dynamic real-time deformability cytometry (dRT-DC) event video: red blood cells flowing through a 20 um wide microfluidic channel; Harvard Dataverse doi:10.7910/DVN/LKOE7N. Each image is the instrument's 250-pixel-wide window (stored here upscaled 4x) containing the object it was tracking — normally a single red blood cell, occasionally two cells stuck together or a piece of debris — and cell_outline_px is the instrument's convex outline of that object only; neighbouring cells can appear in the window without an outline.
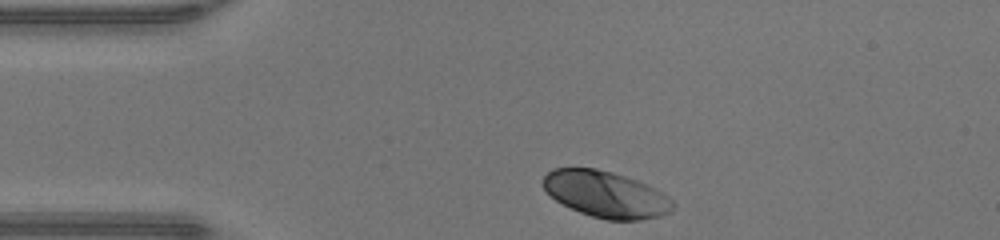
{"species": "human", "species_latin": "Homo sapiens", "temperature_condition": "warm", "stored_images_in_passage": 30, "camera_frame_rate_fps": 3000, "um_per_image_px": 0.085, "donor": {"sex": "male"}, "frame": {"image": 1, "passage_image": 1, "time_ms": 0.0, "image_size_px": [1000, 240], "cell_outline_px": [[676, 204], [668, 212], [660, 216], [640, 220], [608, 220], [592, 216], [580, 212], [556, 200], [544, 188], [544, 176], [552, 168], [596, 168], [612, 172], [636, 180], [668, 196]], "centroid_in_image_um": [51.5, 16.52], "position_along_channel_um": 33.5, "area_um2": 34.51}}
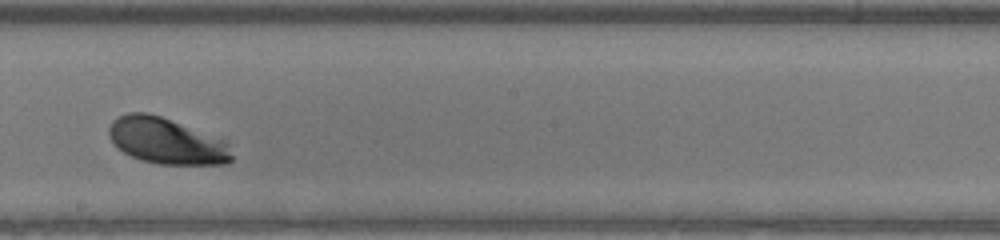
{"frame": {"image": 2, "passage_image": 18, "time_ms": 5.667, "image_size_px": [1000, 240], "cell_outline_px": [[232, 160], [228, 164], [160, 164], [140, 160], [124, 152], [108, 136], [108, 128], [112, 120], [116, 116], [128, 112], [148, 112], [160, 116], [224, 140], [228, 144], [232, 156]], "centroid_in_image_um": [14.12, 11.97], "position_along_channel_um": 234.1, "area_um2": 32.77}}
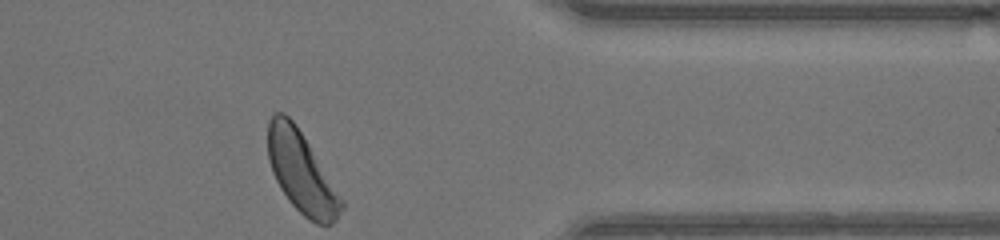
{"frame": {"image": 3, "passage_image": 30, "time_ms": 9.667, "image_size_px": [1000, 240], "cell_outline_px": [[344, 208], [336, 220], [332, 224], [316, 224], [304, 216], [288, 200], [280, 188], [272, 172], [268, 160], [268, 120], [272, 112], [284, 112], [296, 124], [344, 200]], "centroid_in_image_um": [25.61, 14.64], "position_along_channel_um": 385.8, "area_um2": 34.74}, "authors_computed_cell_mechanics": {"area_um2": 33.8997, "velocity_mm_per_s": 4.2786, "shape_relaxation_time_tau1_ms": 0.8927, "shape_relaxation_time_tau2_ms": null, "deformation_change_tau1": 0.1174, "deformation_change_tau2": null}}